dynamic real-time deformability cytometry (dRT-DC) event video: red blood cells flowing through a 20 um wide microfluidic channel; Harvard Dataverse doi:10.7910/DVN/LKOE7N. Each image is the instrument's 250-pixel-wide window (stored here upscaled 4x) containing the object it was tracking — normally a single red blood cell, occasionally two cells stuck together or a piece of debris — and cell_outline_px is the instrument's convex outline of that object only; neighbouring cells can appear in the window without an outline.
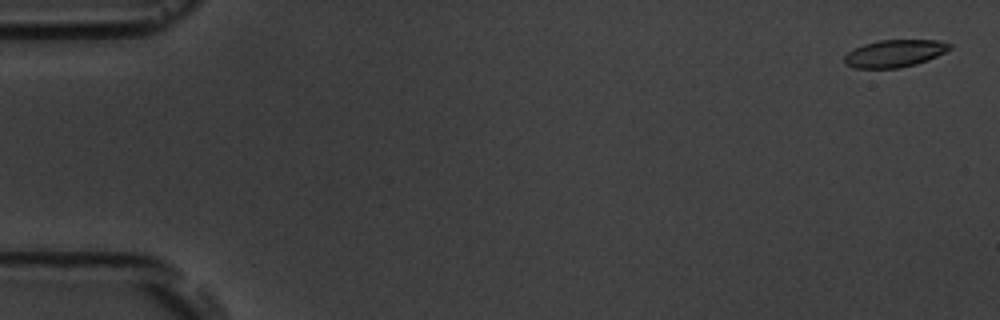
{"species": "common noctule bat (a hibernating species)", "species_latin": "Nyctalus noctula", "temperature_condition": "room temperature", "stored_images_in_passage": 15, "camera_frame_rate_fps": 3000, "um_per_image_px": 0.085, "animal": {"sex": "male", "body_mass_g": 19.5, "forearm_length_mm": 54.6}, "frame": {"image": 1, "passage_image": 1, "time_ms": 0.0, "image_size_px": [1000, 320], "cell_outline_px": [[952, 48], [928, 60], [916, 64], [900, 68], [856, 68], [844, 64], [844, 56], [848, 52], [864, 44], [880, 40], [936, 40], [952, 44]], "centroid_in_image_um": [76.04, 4.54], "position_along_channel_um": 9.0, "area_um2": 16.7}}
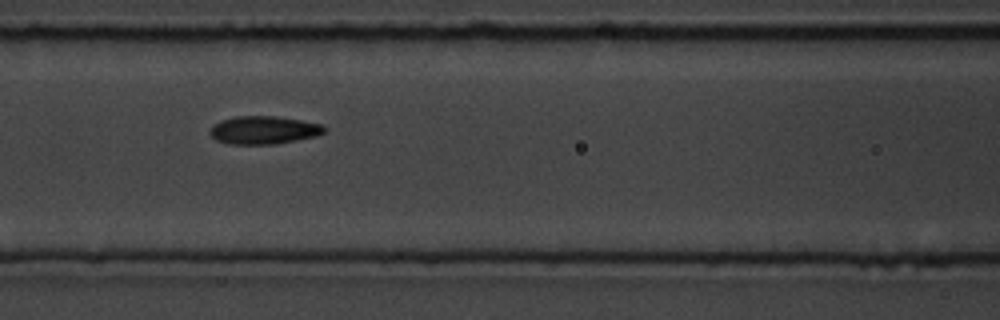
{"frame": {"image": 2, "passage_image": 7, "time_ms": 7.667, "image_size_px": [1000, 320], "cell_outline_px": [[328, 128], [324, 132], [316, 136], [276, 144], [228, 144], [216, 140], [208, 132], [216, 124], [224, 120], [236, 116], [276, 116], [324, 124]], "centroid_in_image_um": [22.47, 11.06], "position_along_channel_um": 144.1, "area_um2": 18.61}}
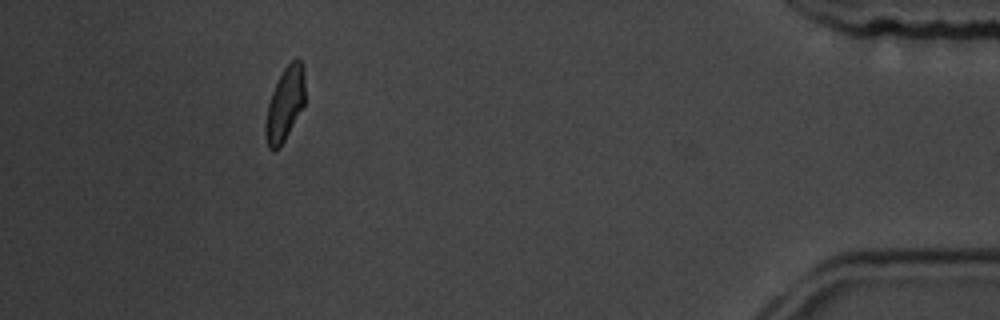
{"frame": {"image": 3, "passage_image": 14, "time_ms": 16.667, "image_size_px": [1000, 320], "cell_outline_px": [[304, 104], [280, 148], [272, 152], [268, 148], [264, 136], [264, 124], [268, 104], [272, 92], [284, 68], [296, 56], [300, 60], [304, 68]], "centroid_in_image_um": [24.19, 8.88], "position_along_channel_um": 411.0, "area_um2": 16.99}, "authors_computed_cell_mechanics": {"area_um2": 17.9758, "velocity_mm_per_s": 3.6207, "shape_relaxation_time_tau1_ms": null, "shape_relaxation_time_tau2_ms": 1.2981, "deformation_change_tau1": null, "deformation_change_tau2": 0.053}}